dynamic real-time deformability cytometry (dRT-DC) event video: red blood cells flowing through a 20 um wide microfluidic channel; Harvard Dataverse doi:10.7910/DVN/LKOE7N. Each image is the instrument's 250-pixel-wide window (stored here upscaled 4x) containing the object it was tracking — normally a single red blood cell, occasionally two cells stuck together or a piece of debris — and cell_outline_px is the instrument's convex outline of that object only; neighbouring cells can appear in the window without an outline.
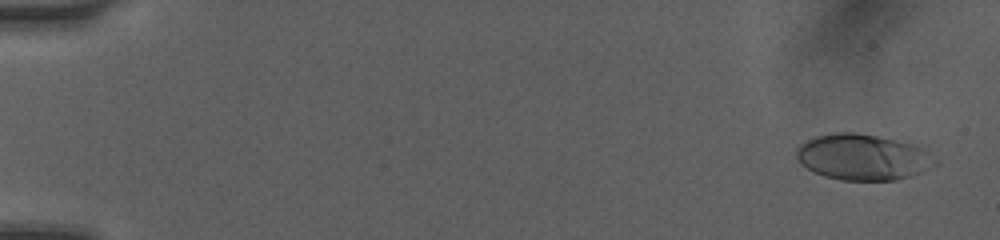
{"species": "human", "species_latin": "Homo sapiens", "temperature_condition": "room temperature", "stored_images_in_passage": 14, "camera_frame_rate_fps": 3000, "um_per_image_px": 0.085, "donor": {"sex": "female"}, "frame": {"image": 1, "passage_image": 2, "time_ms": 0.333, "image_size_px": [1000, 240], "cell_outline_px": [[920, 172], [896, 180], [840, 180], [824, 176], [800, 164], [796, 160], [796, 148], [800, 144], [816, 136], [836, 132], [856, 132], [896, 140], [912, 144], [920, 148]], "centroid_in_image_um": [73.02, 13.34], "position_along_channel_um": 12.0, "area_um2": 35.08}}
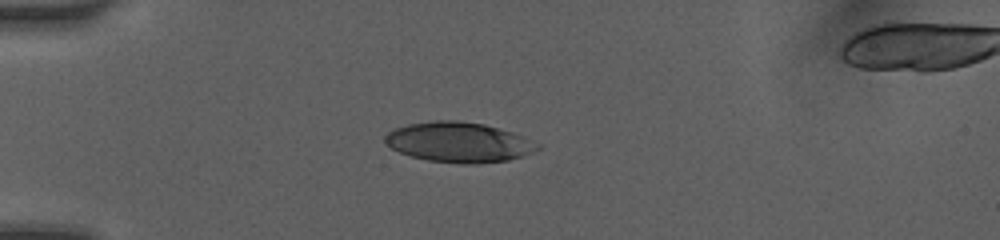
{"frame": {"image": 2, "passage_image": 12, "time_ms": 4.333, "image_size_px": [1000, 240], "cell_outline_px": [[544, 144], [540, 148], [524, 156], [508, 160], [476, 164], [460, 164], [428, 160], [412, 156], [400, 152], [392, 148], [384, 140], [384, 136], [388, 132], [396, 128], [408, 124], [436, 120], [456, 120], [484, 124], [512, 132], [524, 136]], "centroid_in_image_um": [39.06, 12.09], "position_along_channel_um": 45.9, "area_um2": 35.78}}
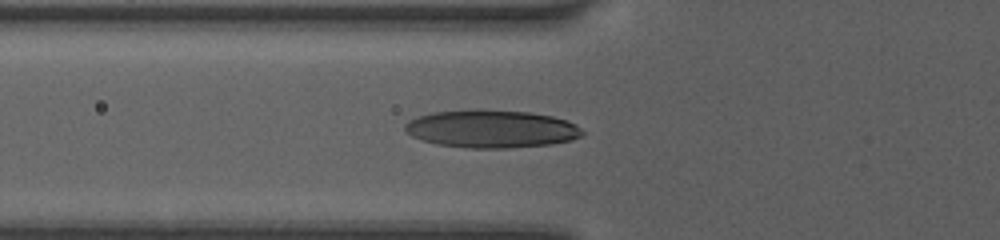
{"frame": {"image": 3, "passage_image": 14, "time_ms": 6.0, "image_size_px": [1000, 240], "cell_outline_px": [[584, 132], [580, 136], [572, 140], [552, 144], [508, 148], [468, 148], [436, 144], [412, 136], [404, 128], [404, 124], [408, 120], [416, 116], [432, 112], [476, 108], [528, 112], [552, 116], [576, 124]], "centroid_in_image_um": [41.74, 10.94], "position_along_channel_um": 84.1, "area_um2": 39.42}}